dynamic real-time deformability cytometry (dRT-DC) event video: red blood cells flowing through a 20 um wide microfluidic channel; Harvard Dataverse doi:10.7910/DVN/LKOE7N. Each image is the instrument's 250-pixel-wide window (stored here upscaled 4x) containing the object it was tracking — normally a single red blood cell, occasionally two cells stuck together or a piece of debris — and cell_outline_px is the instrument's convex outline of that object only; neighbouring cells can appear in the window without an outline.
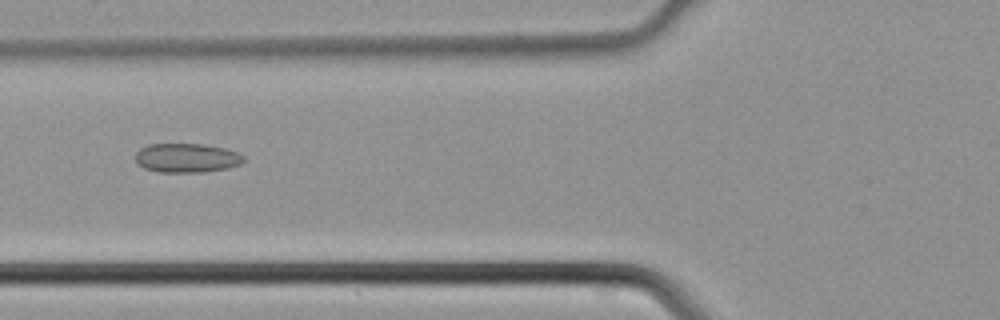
{"species": "common noctule bat (a hibernating species)", "species_latin": "Nyctalus noctula", "temperature_condition": "cold", "stored_images_in_passage": 35, "camera_frame_rate_fps": 3000, "um_per_image_px": 0.085, "animal": {"sex": "male", "body_mass_g": 21.5, "forearm_length_mm": 52.0}, "frame": {"image": 1, "passage_image": 8, "time_ms": 2.333, "image_size_px": [1000, 320], "cell_outline_px": [[244, 160], [240, 164], [228, 168], [200, 172], [156, 172], [144, 168], [136, 164], [136, 152], [140, 148], [148, 144], [204, 144], [224, 148], [236, 152], [244, 156]], "centroid_in_image_um": [15.83, 13.42], "position_along_channel_um": 110.0, "area_um2": 18.44}}
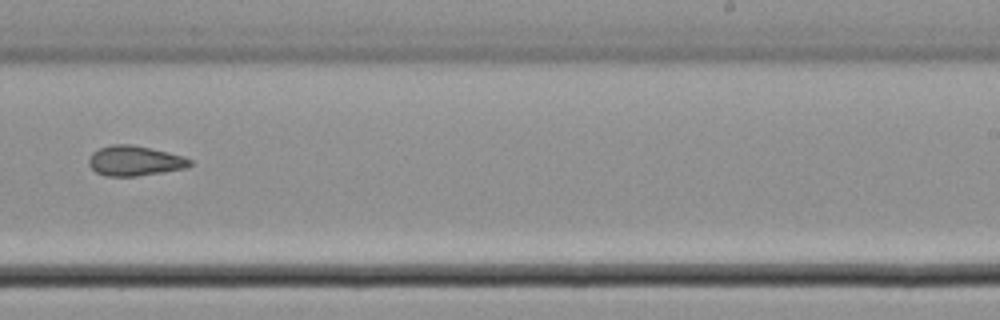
{"frame": {"image": 2, "passage_image": 19, "time_ms": 6.0, "image_size_px": [1000, 320], "cell_outline_px": [[192, 164], [184, 168], [136, 176], [104, 176], [96, 172], [88, 164], [88, 160], [92, 152], [100, 148], [112, 144], [132, 144], [168, 152], [184, 156], [192, 160]], "centroid_in_image_um": [11.43, 13.66], "position_along_channel_um": 277.6, "area_um2": 17.63}}
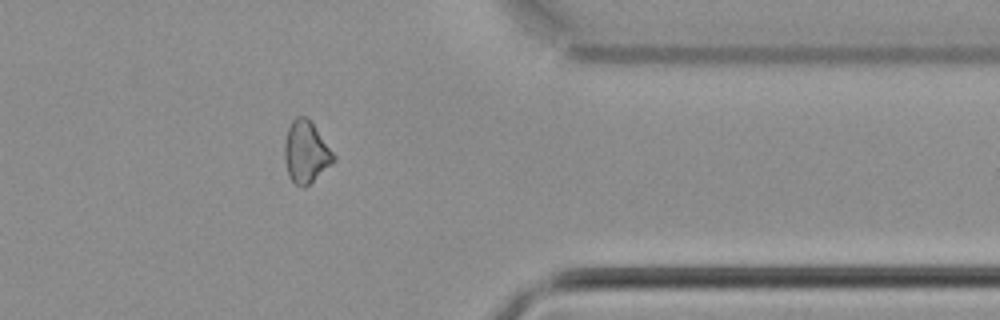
{"frame": {"image": 3, "passage_image": 27, "time_ms": 8.667, "image_size_px": [1000, 320], "cell_outline_px": [[336, 160], [332, 164], [304, 188], [296, 184], [288, 176], [284, 160], [284, 144], [288, 128], [292, 120], [296, 116], [308, 116], [336, 156]], "centroid_in_image_um": [26.0, 12.91], "position_along_channel_um": 385.4, "area_um2": 17.8}}